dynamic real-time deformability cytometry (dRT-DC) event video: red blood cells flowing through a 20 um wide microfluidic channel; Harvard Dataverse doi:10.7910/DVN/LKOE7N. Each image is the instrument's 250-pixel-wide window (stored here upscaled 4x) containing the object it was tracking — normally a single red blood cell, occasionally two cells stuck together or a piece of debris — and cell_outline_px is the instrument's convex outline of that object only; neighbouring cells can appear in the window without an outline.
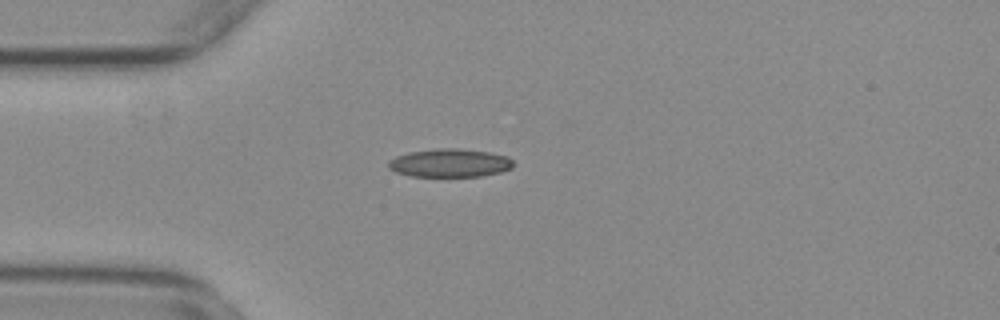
{"species": "common noctule bat (a hibernating species)", "species_latin": "Nyctalus noctula", "temperature_condition": "warm", "stored_images_in_passage": 33, "camera_frame_rate_fps": 3000, "um_per_image_px": 0.085, "animal": {"sex": "female", "body_mass_g": 29.2, "forearm_length_mm": 56.3}, "frame": {"image": 1, "passage_image": 1, "time_ms": 0.0, "image_size_px": [1000, 320], "cell_outline_px": [[512, 168], [500, 172], [480, 176], [412, 176], [396, 172], [388, 168], [388, 160], [396, 156], [408, 152], [436, 148], [460, 148], [488, 152], [508, 156], [512, 160]], "centroid_in_image_um": [38.21, 13.84], "position_along_channel_um": 46.8, "area_um2": 20.63}}
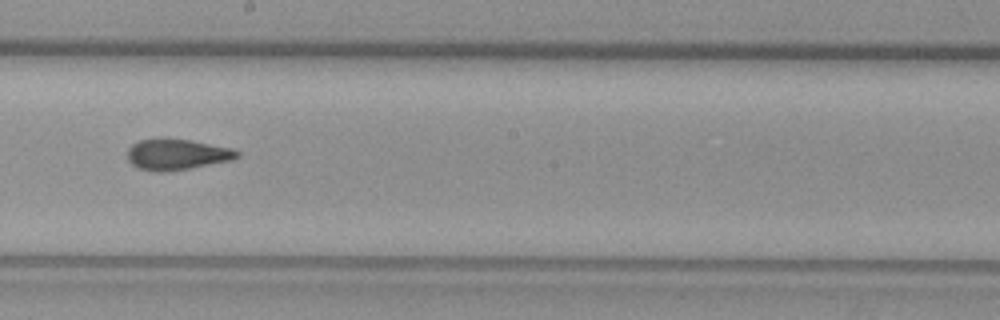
{"frame": {"image": 2, "passage_image": 17, "time_ms": 5.333, "image_size_px": [1000, 320], "cell_outline_px": [[240, 156], [232, 160], [168, 172], [152, 172], [136, 168], [128, 160], [128, 148], [132, 144], [140, 140], [156, 136], [160, 136], [188, 140], [232, 148], [240, 152]], "centroid_in_image_um": [14.98, 13.11], "position_along_channel_um": 233.2, "area_um2": 20.23}}
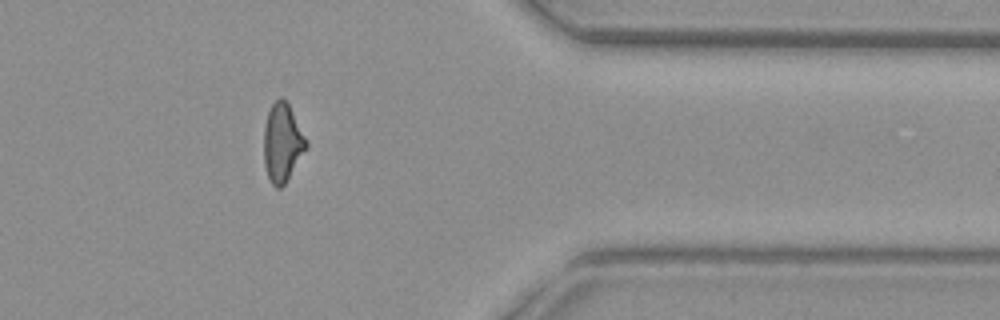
{"frame": {"image": 3, "passage_image": 31, "time_ms": 10.0, "image_size_px": [1000, 320], "cell_outline_px": [[308, 144], [284, 184], [280, 188], [276, 188], [272, 184], [268, 176], [264, 164], [264, 124], [268, 112], [272, 104], [280, 96], [288, 104], [308, 140]], "centroid_in_image_um": [23.98, 12.11], "position_along_channel_um": 387.4, "area_um2": 19.02}, "authors_computed_cell_mechanics": {"area_um2": 19.7676, "velocity_mm_per_s": 3.7479, "shape_relaxation_time_tau1_ms": null, "shape_relaxation_time_tau2_ms": 2.3227, "deformation_change_tau1": null, "deformation_change_tau2": 0.0833}}